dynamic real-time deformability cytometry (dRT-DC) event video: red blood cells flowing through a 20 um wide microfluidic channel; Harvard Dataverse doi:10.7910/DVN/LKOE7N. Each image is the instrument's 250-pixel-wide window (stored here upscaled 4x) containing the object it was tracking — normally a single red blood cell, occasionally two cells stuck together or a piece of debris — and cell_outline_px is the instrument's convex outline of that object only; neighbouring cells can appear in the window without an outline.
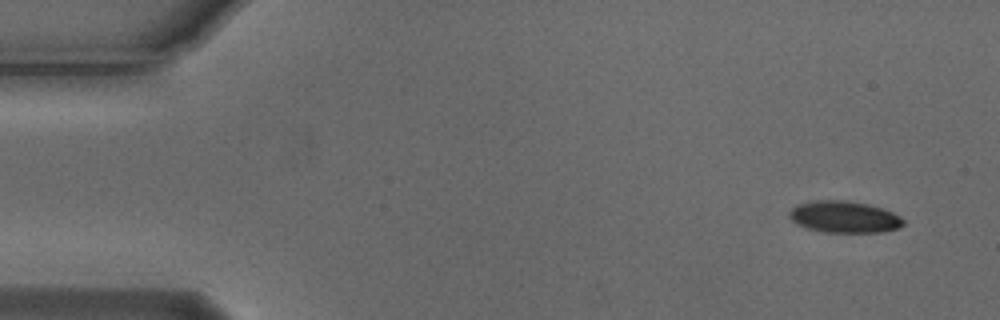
{"species": "Egyptian fruit bat (a non-hibernating species)", "species_latin": "Rousettus aegyptiacus", "temperature_condition": "cold", "stored_images_in_passage": 5, "camera_frame_rate_fps": 3000, "um_per_image_px": 0.085, "animal": {"sex": "male"}, "frame": {"image": 1, "passage_image": 1, "time_ms": 0.0, "image_size_px": [1000, 320], "cell_outline_px": [[904, 224], [896, 228], [884, 232], [824, 232], [808, 228], [792, 220], [788, 216], [788, 212], [792, 208], [800, 204], [820, 200], [844, 200], [868, 204], [892, 212], [900, 216], [904, 220]], "centroid_in_image_um": [71.78, 18.44], "position_along_channel_um": 13.2, "area_um2": 20.75}}
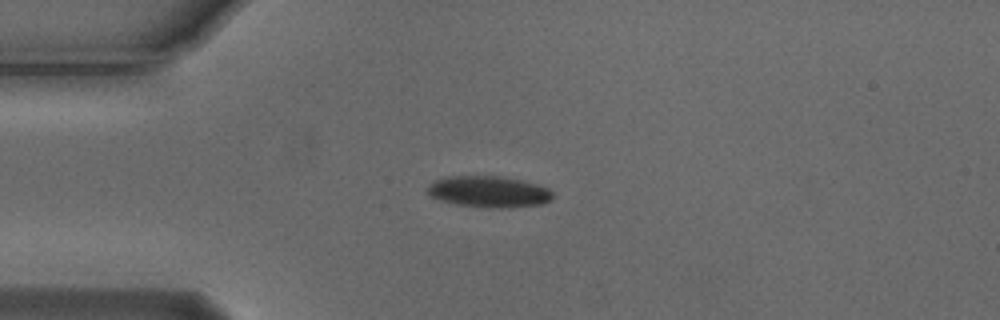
{"frame": {"image": 2, "passage_image": 4, "time_ms": 1.0, "image_size_px": [1000, 320], "cell_outline_px": [[552, 196], [548, 200], [540, 204], [508, 208], [488, 208], [456, 204], [440, 200], [432, 196], [428, 192], [428, 184], [444, 176], [500, 176], [520, 180], [536, 184], [548, 188], [552, 192]], "centroid_in_image_um": [41.52, 16.29], "position_along_channel_um": 43.5, "area_um2": 22.72}}